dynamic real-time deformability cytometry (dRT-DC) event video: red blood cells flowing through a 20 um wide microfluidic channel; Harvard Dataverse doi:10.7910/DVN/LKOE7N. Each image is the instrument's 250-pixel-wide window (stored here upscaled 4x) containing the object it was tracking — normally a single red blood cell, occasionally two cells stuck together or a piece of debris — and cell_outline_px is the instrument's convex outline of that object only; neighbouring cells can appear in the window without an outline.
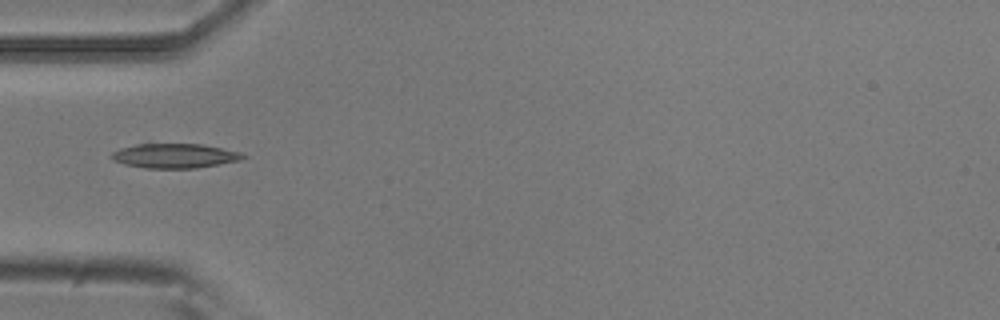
{"species": "common noctule bat (a hibernating species)", "species_latin": "Nyctalus noctula", "temperature_condition": "room temperature", "stored_images_in_passage": 6, "camera_frame_rate_fps": 3000, "um_per_image_px": 0.085, "animal": {"sex": "male", "body_mass_g": 20.5, "forearm_length_mm": 52.5}, "frame": {"image": 1, "passage_image": 6, "time_ms": 1.667, "image_size_px": [1000, 320], "cell_outline_px": [[248, 156], [240, 160], [196, 168], [144, 168], [124, 164], [112, 160], [112, 152], [120, 148], [136, 144], [200, 144], [240, 152]], "centroid_in_image_um": [14.82, 13.25], "position_along_channel_um": 70.2, "area_um2": 18.61}}